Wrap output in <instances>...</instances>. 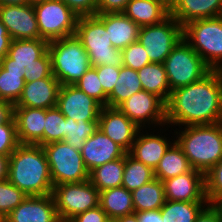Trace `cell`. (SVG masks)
Returning a JSON list of instances; mask_svg holds the SVG:
<instances>
[{
	"mask_svg": "<svg viewBox=\"0 0 222 222\" xmlns=\"http://www.w3.org/2000/svg\"><path fill=\"white\" fill-rule=\"evenodd\" d=\"M123 52V66L139 70L151 63L144 46L139 42H133Z\"/></svg>",
	"mask_w": 222,
	"mask_h": 222,
	"instance_id": "cell-40",
	"label": "cell"
},
{
	"mask_svg": "<svg viewBox=\"0 0 222 222\" xmlns=\"http://www.w3.org/2000/svg\"><path fill=\"white\" fill-rule=\"evenodd\" d=\"M98 129L127 153L131 150L140 128L118 108L104 106L98 119Z\"/></svg>",
	"mask_w": 222,
	"mask_h": 222,
	"instance_id": "cell-14",
	"label": "cell"
},
{
	"mask_svg": "<svg viewBox=\"0 0 222 222\" xmlns=\"http://www.w3.org/2000/svg\"><path fill=\"white\" fill-rule=\"evenodd\" d=\"M56 107L66 118L98 121L103 106L75 85H61Z\"/></svg>",
	"mask_w": 222,
	"mask_h": 222,
	"instance_id": "cell-13",
	"label": "cell"
},
{
	"mask_svg": "<svg viewBox=\"0 0 222 222\" xmlns=\"http://www.w3.org/2000/svg\"><path fill=\"white\" fill-rule=\"evenodd\" d=\"M183 38L212 70H222V17L197 19L183 26Z\"/></svg>",
	"mask_w": 222,
	"mask_h": 222,
	"instance_id": "cell-6",
	"label": "cell"
},
{
	"mask_svg": "<svg viewBox=\"0 0 222 222\" xmlns=\"http://www.w3.org/2000/svg\"><path fill=\"white\" fill-rule=\"evenodd\" d=\"M222 14V0H176L170 15L183 27L188 22Z\"/></svg>",
	"mask_w": 222,
	"mask_h": 222,
	"instance_id": "cell-23",
	"label": "cell"
},
{
	"mask_svg": "<svg viewBox=\"0 0 222 222\" xmlns=\"http://www.w3.org/2000/svg\"><path fill=\"white\" fill-rule=\"evenodd\" d=\"M0 21L5 25L12 40L39 39L34 7L26 5H0Z\"/></svg>",
	"mask_w": 222,
	"mask_h": 222,
	"instance_id": "cell-15",
	"label": "cell"
},
{
	"mask_svg": "<svg viewBox=\"0 0 222 222\" xmlns=\"http://www.w3.org/2000/svg\"><path fill=\"white\" fill-rule=\"evenodd\" d=\"M14 117L6 124H0V154L10 156L19 145Z\"/></svg>",
	"mask_w": 222,
	"mask_h": 222,
	"instance_id": "cell-41",
	"label": "cell"
},
{
	"mask_svg": "<svg viewBox=\"0 0 222 222\" xmlns=\"http://www.w3.org/2000/svg\"><path fill=\"white\" fill-rule=\"evenodd\" d=\"M112 222H139L136 213H132L129 215L121 216L114 219Z\"/></svg>",
	"mask_w": 222,
	"mask_h": 222,
	"instance_id": "cell-52",
	"label": "cell"
},
{
	"mask_svg": "<svg viewBox=\"0 0 222 222\" xmlns=\"http://www.w3.org/2000/svg\"><path fill=\"white\" fill-rule=\"evenodd\" d=\"M124 164L125 155L93 169L89 173V180L99 192L120 187L123 181Z\"/></svg>",
	"mask_w": 222,
	"mask_h": 222,
	"instance_id": "cell-32",
	"label": "cell"
},
{
	"mask_svg": "<svg viewBox=\"0 0 222 222\" xmlns=\"http://www.w3.org/2000/svg\"><path fill=\"white\" fill-rule=\"evenodd\" d=\"M24 70L18 65H10V57L6 55L0 65V100L15 105L22 95L25 86Z\"/></svg>",
	"mask_w": 222,
	"mask_h": 222,
	"instance_id": "cell-25",
	"label": "cell"
},
{
	"mask_svg": "<svg viewBox=\"0 0 222 222\" xmlns=\"http://www.w3.org/2000/svg\"><path fill=\"white\" fill-rule=\"evenodd\" d=\"M52 196L61 222H69L76 215L99 205V191L89 179L53 186Z\"/></svg>",
	"mask_w": 222,
	"mask_h": 222,
	"instance_id": "cell-9",
	"label": "cell"
},
{
	"mask_svg": "<svg viewBox=\"0 0 222 222\" xmlns=\"http://www.w3.org/2000/svg\"><path fill=\"white\" fill-rule=\"evenodd\" d=\"M166 6L169 10H171L176 2V0H156Z\"/></svg>",
	"mask_w": 222,
	"mask_h": 222,
	"instance_id": "cell-54",
	"label": "cell"
},
{
	"mask_svg": "<svg viewBox=\"0 0 222 222\" xmlns=\"http://www.w3.org/2000/svg\"><path fill=\"white\" fill-rule=\"evenodd\" d=\"M45 1H47V0H29V4L35 5V4H37V3L45 2Z\"/></svg>",
	"mask_w": 222,
	"mask_h": 222,
	"instance_id": "cell-56",
	"label": "cell"
},
{
	"mask_svg": "<svg viewBox=\"0 0 222 222\" xmlns=\"http://www.w3.org/2000/svg\"><path fill=\"white\" fill-rule=\"evenodd\" d=\"M222 212V200L216 205Z\"/></svg>",
	"mask_w": 222,
	"mask_h": 222,
	"instance_id": "cell-57",
	"label": "cell"
},
{
	"mask_svg": "<svg viewBox=\"0 0 222 222\" xmlns=\"http://www.w3.org/2000/svg\"><path fill=\"white\" fill-rule=\"evenodd\" d=\"M155 178L154 170L133 158L129 153L125 154L122 186L132 192L135 189L149 183Z\"/></svg>",
	"mask_w": 222,
	"mask_h": 222,
	"instance_id": "cell-34",
	"label": "cell"
},
{
	"mask_svg": "<svg viewBox=\"0 0 222 222\" xmlns=\"http://www.w3.org/2000/svg\"><path fill=\"white\" fill-rule=\"evenodd\" d=\"M12 38L9 35L7 28L0 21V48H10Z\"/></svg>",
	"mask_w": 222,
	"mask_h": 222,
	"instance_id": "cell-50",
	"label": "cell"
},
{
	"mask_svg": "<svg viewBox=\"0 0 222 222\" xmlns=\"http://www.w3.org/2000/svg\"><path fill=\"white\" fill-rule=\"evenodd\" d=\"M208 205L207 201L166 200L160 208L162 222H195L196 217Z\"/></svg>",
	"mask_w": 222,
	"mask_h": 222,
	"instance_id": "cell-33",
	"label": "cell"
},
{
	"mask_svg": "<svg viewBox=\"0 0 222 222\" xmlns=\"http://www.w3.org/2000/svg\"><path fill=\"white\" fill-rule=\"evenodd\" d=\"M80 151L89 173L109 161L122 158L127 153L99 129L86 140Z\"/></svg>",
	"mask_w": 222,
	"mask_h": 222,
	"instance_id": "cell-19",
	"label": "cell"
},
{
	"mask_svg": "<svg viewBox=\"0 0 222 222\" xmlns=\"http://www.w3.org/2000/svg\"><path fill=\"white\" fill-rule=\"evenodd\" d=\"M205 192L209 205L222 200V159L205 174Z\"/></svg>",
	"mask_w": 222,
	"mask_h": 222,
	"instance_id": "cell-39",
	"label": "cell"
},
{
	"mask_svg": "<svg viewBox=\"0 0 222 222\" xmlns=\"http://www.w3.org/2000/svg\"><path fill=\"white\" fill-rule=\"evenodd\" d=\"M49 164L53 186L63 183H80L89 179L81 151L63 141L42 146Z\"/></svg>",
	"mask_w": 222,
	"mask_h": 222,
	"instance_id": "cell-8",
	"label": "cell"
},
{
	"mask_svg": "<svg viewBox=\"0 0 222 222\" xmlns=\"http://www.w3.org/2000/svg\"><path fill=\"white\" fill-rule=\"evenodd\" d=\"M163 65L171 91L202 79L212 70L184 38L173 47Z\"/></svg>",
	"mask_w": 222,
	"mask_h": 222,
	"instance_id": "cell-7",
	"label": "cell"
},
{
	"mask_svg": "<svg viewBox=\"0 0 222 222\" xmlns=\"http://www.w3.org/2000/svg\"><path fill=\"white\" fill-rule=\"evenodd\" d=\"M130 0H98L97 13H123Z\"/></svg>",
	"mask_w": 222,
	"mask_h": 222,
	"instance_id": "cell-46",
	"label": "cell"
},
{
	"mask_svg": "<svg viewBox=\"0 0 222 222\" xmlns=\"http://www.w3.org/2000/svg\"><path fill=\"white\" fill-rule=\"evenodd\" d=\"M74 85L97 100L103 107L107 106L108 96L104 93L97 70L94 67L91 66Z\"/></svg>",
	"mask_w": 222,
	"mask_h": 222,
	"instance_id": "cell-38",
	"label": "cell"
},
{
	"mask_svg": "<svg viewBox=\"0 0 222 222\" xmlns=\"http://www.w3.org/2000/svg\"><path fill=\"white\" fill-rule=\"evenodd\" d=\"M77 16L97 14L98 0H62Z\"/></svg>",
	"mask_w": 222,
	"mask_h": 222,
	"instance_id": "cell-44",
	"label": "cell"
},
{
	"mask_svg": "<svg viewBox=\"0 0 222 222\" xmlns=\"http://www.w3.org/2000/svg\"><path fill=\"white\" fill-rule=\"evenodd\" d=\"M139 222H162L160 209L136 212Z\"/></svg>",
	"mask_w": 222,
	"mask_h": 222,
	"instance_id": "cell-49",
	"label": "cell"
},
{
	"mask_svg": "<svg viewBox=\"0 0 222 222\" xmlns=\"http://www.w3.org/2000/svg\"><path fill=\"white\" fill-rule=\"evenodd\" d=\"M99 206L111 221L134 213L132 193L123 186L99 192Z\"/></svg>",
	"mask_w": 222,
	"mask_h": 222,
	"instance_id": "cell-26",
	"label": "cell"
},
{
	"mask_svg": "<svg viewBox=\"0 0 222 222\" xmlns=\"http://www.w3.org/2000/svg\"><path fill=\"white\" fill-rule=\"evenodd\" d=\"M140 129L152 130L159 127L160 133L166 126V104L157 95L141 90L122 102L117 107ZM165 128V129H162ZM151 128V129H150Z\"/></svg>",
	"mask_w": 222,
	"mask_h": 222,
	"instance_id": "cell-12",
	"label": "cell"
},
{
	"mask_svg": "<svg viewBox=\"0 0 222 222\" xmlns=\"http://www.w3.org/2000/svg\"><path fill=\"white\" fill-rule=\"evenodd\" d=\"M95 16L105 25L114 48L123 50L138 41L141 27L124 13H97Z\"/></svg>",
	"mask_w": 222,
	"mask_h": 222,
	"instance_id": "cell-22",
	"label": "cell"
},
{
	"mask_svg": "<svg viewBox=\"0 0 222 222\" xmlns=\"http://www.w3.org/2000/svg\"><path fill=\"white\" fill-rule=\"evenodd\" d=\"M195 222H222V212L216 205H207L196 217Z\"/></svg>",
	"mask_w": 222,
	"mask_h": 222,
	"instance_id": "cell-47",
	"label": "cell"
},
{
	"mask_svg": "<svg viewBox=\"0 0 222 222\" xmlns=\"http://www.w3.org/2000/svg\"><path fill=\"white\" fill-rule=\"evenodd\" d=\"M8 180L27 196L52 194L53 182L43 147L19 144L9 156Z\"/></svg>",
	"mask_w": 222,
	"mask_h": 222,
	"instance_id": "cell-2",
	"label": "cell"
},
{
	"mask_svg": "<svg viewBox=\"0 0 222 222\" xmlns=\"http://www.w3.org/2000/svg\"><path fill=\"white\" fill-rule=\"evenodd\" d=\"M33 7L41 39L50 42L75 34L79 16L62 0H47Z\"/></svg>",
	"mask_w": 222,
	"mask_h": 222,
	"instance_id": "cell-10",
	"label": "cell"
},
{
	"mask_svg": "<svg viewBox=\"0 0 222 222\" xmlns=\"http://www.w3.org/2000/svg\"><path fill=\"white\" fill-rule=\"evenodd\" d=\"M143 90L160 97L165 103L168 101L170 90L164 65L149 63L137 70Z\"/></svg>",
	"mask_w": 222,
	"mask_h": 222,
	"instance_id": "cell-29",
	"label": "cell"
},
{
	"mask_svg": "<svg viewBox=\"0 0 222 222\" xmlns=\"http://www.w3.org/2000/svg\"><path fill=\"white\" fill-rule=\"evenodd\" d=\"M123 13L140 27L159 24L170 16V10L156 0H130Z\"/></svg>",
	"mask_w": 222,
	"mask_h": 222,
	"instance_id": "cell-24",
	"label": "cell"
},
{
	"mask_svg": "<svg viewBox=\"0 0 222 222\" xmlns=\"http://www.w3.org/2000/svg\"><path fill=\"white\" fill-rule=\"evenodd\" d=\"M49 42L44 39H16L12 40L7 55L10 65L28 68L48 50Z\"/></svg>",
	"mask_w": 222,
	"mask_h": 222,
	"instance_id": "cell-27",
	"label": "cell"
},
{
	"mask_svg": "<svg viewBox=\"0 0 222 222\" xmlns=\"http://www.w3.org/2000/svg\"><path fill=\"white\" fill-rule=\"evenodd\" d=\"M29 0H0V5H26Z\"/></svg>",
	"mask_w": 222,
	"mask_h": 222,
	"instance_id": "cell-53",
	"label": "cell"
},
{
	"mask_svg": "<svg viewBox=\"0 0 222 222\" xmlns=\"http://www.w3.org/2000/svg\"><path fill=\"white\" fill-rule=\"evenodd\" d=\"M66 136V117L57 107L46 109L44 145L63 141Z\"/></svg>",
	"mask_w": 222,
	"mask_h": 222,
	"instance_id": "cell-36",
	"label": "cell"
},
{
	"mask_svg": "<svg viewBox=\"0 0 222 222\" xmlns=\"http://www.w3.org/2000/svg\"><path fill=\"white\" fill-rule=\"evenodd\" d=\"M3 222H61L52 194L27 196Z\"/></svg>",
	"mask_w": 222,
	"mask_h": 222,
	"instance_id": "cell-17",
	"label": "cell"
},
{
	"mask_svg": "<svg viewBox=\"0 0 222 222\" xmlns=\"http://www.w3.org/2000/svg\"><path fill=\"white\" fill-rule=\"evenodd\" d=\"M51 74V58L48 50L40 58L36 59L33 64L24 70V77L26 82H32L46 78Z\"/></svg>",
	"mask_w": 222,
	"mask_h": 222,
	"instance_id": "cell-42",
	"label": "cell"
},
{
	"mask_svg": "<svg viewBox=\"0 0 222 222\" xmlns=\"http://www.w3.org/2000/svg\"><path fill=\"white\" fill-rule=\"evenodd\" d=\"M131 193L134 213L160 209L166 201L163 182L156 178Z\"/></svg>",
	"mask_w": 222,
	"mask_h": 222,
	"instance_id": "cell-30",
	"label": "cell"
},
{
	"mask_svg": "<svg viewBox=\"0 0 222 222\" xmlns=\"http://www.w3.org/2000/svg\"><path fill=\"white\" fill-rule=\"evenodd\" d=\"M75 36L85 48L92 67L123 66L122 50L113 47L105 25L95 15L78 18Z\"/></svg>",
	"mask_w": 222,
	"mask_h": 222,
	"instance_id": "cell-5",
	"label": "cell"
},
{
	"mask_svg": "<svg viewBox=\"0 0 222 222\" xmlns=\"http://www.w3.org/2000/svg\"><path fill=\"white\" fill-rule=\"evenodd\" d=\"M27 195L8 179L0 181V218H4L21 204Z\"/></svg>",
	"mask_w": 222,
	"mask_h": 222,
	"instance_id": "cell-37",
	"label": "cell"
},
{
	"mask_svg": "<svg viewBox=\"0 0 222 222\" xmlns=\"http://www.w3.org/2000/svg\"><path fill=\"white\" fill-rule=\"evenodd\" d=\"M144 130H139L133 146L128 153L136 160L155 170L165 152L175 142V135L171 136L173 138L171 139L170 137L166 138L162 133L159 134V130H157L156 134L154 133L156 132L155 129L149 133L147 130Z\"/></svg>",
	"mask_w": 222,
	"mask_h": 222,
	"instance_id": "cell-18",
	"label": "cell"
},
{
	"mask_svg": "<svg viewBox=\"0 0 222 222\" xmlns=\"http://www.w3.org/2000/svg\"><path fill=\"white\" fill-rule=\"evenodd\" d=\"M14 117V105L0 100V124L8 123Z\"/></svg>",
	"mask_w": 222,
	"mask_h": 222,
	"instance_id": "cell-48",
	"label": "cell"
},
{
	"mask_svg": "<svg viewBox=\"0 0 222 222\" xmlns=\"http://www.w3.org/2000/svg\"><path fill=\"white\" fill-rule=\"evenodd\" d=\"M60 82L51 74L49 77L25 82L23 92L14 107L50 109L57 106Z\"/></svg>",
	"mask_w": 222,
	"mask_h": 222,
	"instance_id": "cell-20",
	"label": "cell"
},
{
	"mask_svg": "<svg viewBox=\"0 0 222 222\" xmlns=\"http://www.w3.org/2000/svg\"><path fill=\"white\" fill-rule=\"evenodd\" d=\"M175 129V142L193 169L206 174L222 159V122Z\"/></svg>",
	"mask_w": 222,
	"mask_h": 222,
	"instance_id": "cell-3",
	"label": "cell"
},
{
	"mask_svg": "<svg viewBox=\"0 0 222 222\" xmlns=\"http://www.w3.org/2000/svg\"><path fill=\"white\" fill-rule=\"evenodd\" d=\"M52 74L61 85H74L91 67L89 56L74 35L49 42Z\"/></svg>",
	"mask_w": 222,
	"mask_h": 222,
	"instance_id": "cell-4",
	"label": "cell"
},
{
	"mask_svg": "<svg viewBox=\"0 0 222 222\" xmlns=\"http://www.w3.org/2000/svg\"><path fill=\"white\" fill-rule=\"evenodd\" d=\"M143 90L137 70L122 66L113 91L107 98V107L117 108L136 92Z\"/></svg>",
	"mask_w": 222,
	"mask_h": 222,
	"instance_id": "cell-31",
	"label": "cell"
},
{
	"mask_svg": "<svg viewBox=\"0 0 222 222\" xmlns=\"http://www.w3.org/2000/svg\"><path fill=\"white\" fill-rule=\"evenodd\" d=\"M182 38L183 27L171 15L159 24L142 26L138 35L150 62L161 64Z\"/></svg>",
	"mask_w": 222,
	"mask_h": 222,
	"instance_id": "cell-11",
	"label": "cell"
},
{
	"mask_svg": "<svg viewBox=\"0 0 222 222\" xmlns=\"http://www.w3.org/2000/svg\"><path fill=\"white\" fill-rule=\"evenodd\" d=\"M9 156L0 154V181L8 179Z\"/></svg>",
	"mask_w": 222,
	"mask_h": 222,
	"instance_id": "cell-51",
	"label": "cell"
},
{
	"mask_svg": "<svg viewBox=\"0 0 222 222\" xmlns=\"http://www.w3.org/2000/svg\"><path fill=\"white\" fill-rule=\"evenodd\" d=\"M97 70V74L104 93L109 96L113 91V87L119 77L120 67H113L111 65H99L94 67Z\"/></svg>",
	"mask_w": 222,
	"mask_h": 222,
	"instance_id": "cell-43",
	"label": "cell"
},
{
	"mask_svg": "<svg viewBox=\"0 0 222 222\" xmlns=\"http://www.w3.org/2000/svg\"><path fill=\"white\" fill-rule=\"evenodd\" d=\"M69 222H111V220L98 205L93 209H89L83 213L76 215Z\"/></svg>",
	"mask_w": 222,
	"mask_h": 222,
	"instance_id": "cell-45",
	"label": "cell"
},
{
	"mask_svg": "<svg viewBox=\"0 0 222 222\" xmlns=\"http://www.w3.org/2000/svg\"><path fill=\"white\" fill-rule=\"evenodd\" d=\"M188 158L182 149L174 142L165 152L158 166L154 170V176L161 181L174 178L180 174L188 173L192 170Z\"/></svg>",
	"mask_w": 222,
	"mask_h": 222,
	"instance_id": "cell-28",
	"label": "cell"
},
{
	"mask_svg": "<svg viewBox=\"0 0 222 222\" xmlns=\"http://www.w3.org/2000/svg\"><path fill=\"white\" fill-rule=\"evenodd\" d=\"M98 130V121H75L66 118V136L63 142L71 147L81 150L86 140Z\"/></svg>",
	"mask_w": 222,
	"mask_h": 222,
	"instance_id": "cell-35",
	"label": "cell"
},
{
	"mask_svg": "<svg viewBox=\"0 0 222 222\" xmlns=\"http://www.w3.org/2000/svg\"><path fill=\"white\" fill-rule=\"evenodd\" d=\"M9 48H0V65L2 59L7 55Z\"/></svg>",
	"mask_w": 222,
	"mask_h": 222,
	"instance_id": "cell-55",
	"label": "cell"
},
{
	"mask_svg": "<svg viewBox=\"0 0 222 222\" xmlns=\"http://www.w3.org/2000/svg\"><path fill=\"white\" fill-rule=\"evenodd\" d=\"M46 109L14 107L17 138L20 144L44 145Z\"/></svg>",
	"mask_w": 222,
	"mask_h": 222,
	"instance_id": "cell-21",
	"label": "cell"
},
{
	"mask_svg": "<svg viewBox=\"0 0 222 222\" xmlns=\"http://www.w3.org/2000/svg\"><path fill=\"white\" fill-rule=\"evenodd\" d=\"M166 200L170 201H207L205 192V174L192 169L188 173L164 180Z\"/></svg>",
	"mask_w": 222,
	"mask_h": 222,
	"instance_id": "cell-16",
	"label": "cell"
},
{
	"mask_svg": "<svg viewBox=\"0 0 222 222\" xmlns=\"http://www.w3.org/2000/svg\"><path fill=\"white\" fill-rule=\"evenodd\" d=\"M166 104V125L194 126L222 122V70L174 89Z\"/></svg>",
	"mask_w": 222,
	"mask_h": 222,
	"instance_id": "cell-1",
	"label": "cell"
}]
</instances>
